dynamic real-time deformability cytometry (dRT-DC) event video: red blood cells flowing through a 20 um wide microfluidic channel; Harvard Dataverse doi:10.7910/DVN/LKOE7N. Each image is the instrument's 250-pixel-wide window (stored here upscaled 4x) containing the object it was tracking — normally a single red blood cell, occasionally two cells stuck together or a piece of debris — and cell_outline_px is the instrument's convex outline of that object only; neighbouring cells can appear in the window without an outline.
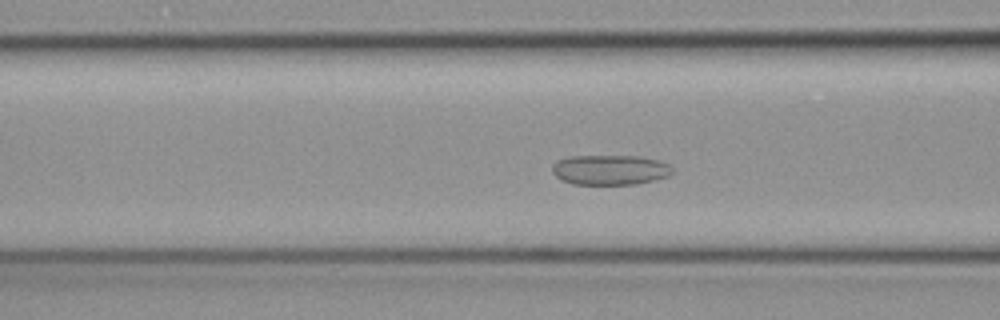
{"species": "common noctule bat (a hibernating species)", "species_latin": "Nyctalus noctula", "temperature_condition": "cold", "stored_images_in_passage": 52, "camera_frame_rate_fps": 3000, "um_per_image_px": 0.085, "animal": {"sex": "female", "body_mass_g": 19.3, "forearm_length_mm": 54.1}, "frame": {"image": 1, "passage_image": 14, "time_ms": 4.333, "image_size_px": [1000, 320], "cell_outline_px": [[672, 172], [668, 176], [636, 184], [572, 184], [560, 180], [552, 172], [552, 164], [556, 160], [572, 156], [640, 156], [656, 160], [668, 164], [672, 168]], "centroid_in_image_um": [51.8, 14.43], "position_along_channel_um": 114.8, "area_um2": 20.98}}
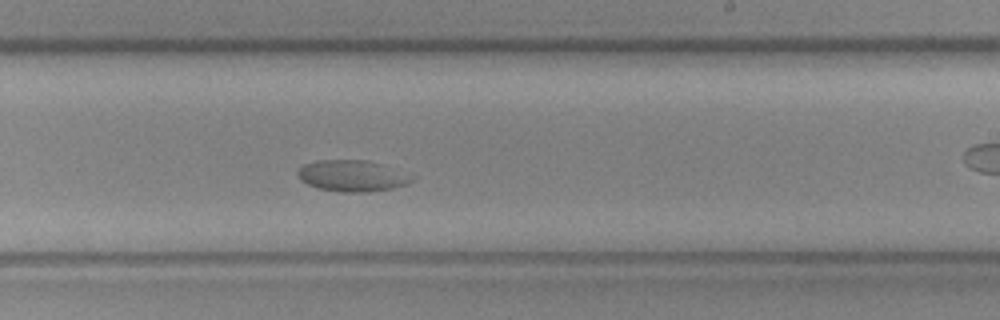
{"frame": {"image": 2, "passage_image": 27, "time_ms": 8.667, "image_size_px": [1000, 320], "cell_outline_px": [[416, 176], [408, 184], [392, 188], [372, 192], [340, 192], [316, 188], [300, 180], [296, 172], [304, 164], [320, 160], [364, 160], [384, 164]], "centroid_in_image_um": [29.96, 14.95], "position_along_channel_um": 259.0, "area_um2": 21.04}}
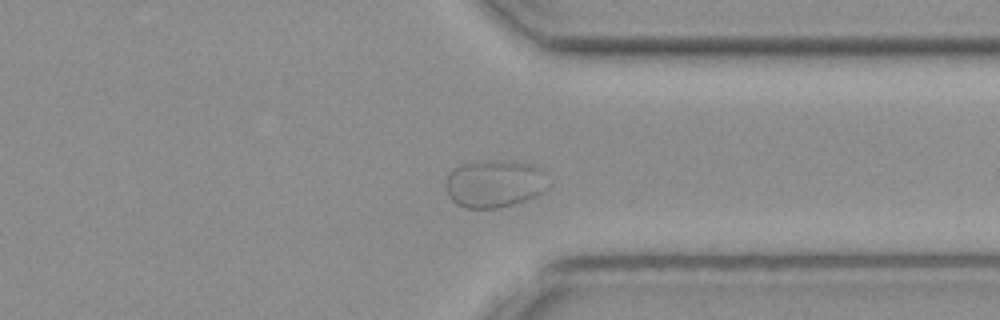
{"frame": {"image": 3, "passage_image": 37, "time_ms": 12.0, "image_size_px": [1000, 320], "cell_outline_px": [[552, 184], [548, 188], [536, 196], [512, 204], [496, 208], [464, 208], [456, 204], [448, 196], [444, 184], [448, 176], [460, 164], [532, 164]], "centroid_in_image_um": [42.01, 15.7], "position_along_channel_um": 369.4, "area_um2": 27.17}}